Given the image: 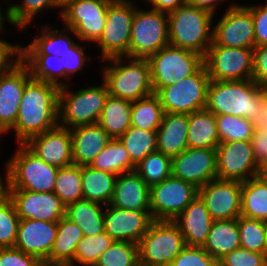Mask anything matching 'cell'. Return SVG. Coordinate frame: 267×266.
Instances as JSON below:
<instances>
[{
  "mask_svg": "<svg viewBox=\"0 0 267 266\" xmlns=\"http://www.w3.org/2000/svg\"><path fill=\"white\" fill-rule=\"evenodd\" d=\"M59 87L30 78L23 90L14 127L16 141L24 144L30 137L58 125Z\"/></svg>",
  "mask_w": 267,
  "mask_h": 266,
  "instance_id": "6da1fadb",
  "label": "cell"
},
{
  "mask_svg": "<svg viewBox=\"0 0 267 266\" xmlns=\"http://www.w3.org/2000/svg\"><path fill=\"white\" fill-rule=\"evenodd\" d=\"M267 95L252 79L241 81L211 80L207 90L206 109L215 115L253 117L256 107Z\"/></svg>",
  "mask_w": 267,
  "mask_h": 266,
  "instance_id": "7a4b0ae2",
  "label": "cell"
},
{
  "mask_svg": "<svg viewBox=\"0 0 267 266\" xmlns=\"http://www.w3.org/2000/svg\"><path fill=\"white\" fill-rule=\"evenodd\" d=\"M169 45L207 54L213 42L214 15L187 3L167 13Z\"/></svg>",
  "mask_w": 267,
  "mask_h": 266,
  "instance_id": "3957f363",
  "label": "cell"
},
{
  "mask_svg": "<svg viewBox=\"0 0 267 266\" xmlns=\"http://www.w3.org/2000/svg\"><path fill=\"white\" fill-rule=\"evenodd\" d=\"M6 163L5 183L0 176L1 189H22L31 192H54L57 167L45 163L24 144Z\"/></svg>",
  "mask_w": 267,
  "mask_h": 266,
  "instance_id": "277c9868",
  "label": "cell"
},
{
  "mask_svg": "<svg viewBox=\"0 0 267 266\" xmlns=\"http://www.w3.org/2000/svg\"><path fill=\"white\" fill-rule=\"evenodd\" d=\"M123 58L130 60L123 65ZM103 68V81L109 95L131 102L153 94L149 62L146 58L115 57ZM114 64V65H113Z\"/></svg>",
  "mask_w": 267,
  "mask_h": 266,
  "instance_id": "5b68a950",
  "label": "cell"
},
{
  "mask_svg": "<svg viewBox=\"0 0 267 266\" xmlns=\"http://www.w3.org/2000/svg\"><path fill=\"white\" fill-rule=\"evenodd\" d=\"M102 82L100 86L86 87L75 92H69L67 85L59 87L58 125L70 129L98 123L109 96L107 85Z\"/></svg>",
  "mask_w": 267,
  "mask_h": 266,
  "instance_id": "8992f818",
  "label": "cell"
},
{
  "mask_svg": "<svg viewBox=\"0 0 267 266\" xmlns=\"http://www.w3.org/2000/svg\"><path fill=\"white\" fill-rule=\"evenodd\" d=\"M179 227L173 221L154 220L138 242L140 266H169L185 248Z\"/></svg>",
  "mask_w": 267,
  "mask_h": 266,
  "instance_id": "52a82bcc",
  "label": "cell"
},
{
  "mask_svg": "<svg viewBox=\"0 0 267 266\" xmlns=\"http://www.w3.org/2000/svg\"><path fill=\"white\" fill-rule=\"evenodd\" d=\"M153 92L170 86L196 73L204 65V56L197 52L172 47L160 49L147 58Z\"/></svg>",
  "mask_w": 267,
  "mask_h": 266,
  "instance_id": "ba28073f",
  "label": "cell"
},
{
  "mask_svg": "<svg viewBox=\"0 0 267 266\" xmlns=\"http://www.w3.org/2000/svg\"><path fill=\"white\" fill-rule=\"evenodd\" d=\"M169 45L168 15L158 10L135 8L129 57L148 58Z\"/></svg>",
  "mask_w": 267,
  "mask_h": 266,
  "instance_id": "9c48e42d",
  "label": "cell"
},
{
  "mask_svg": "<svg viewBox=\"0 0 267 266\" xmlns=\"http://www.w3.org/2000/svg\"><path fill=\"white\" fill-rule=\"evenodd\" d=\"M109 4L106 0H62L59 18L78 40L96 43L102 36Z\"/></svg>",
  "mask_w": 267,
  "mask_h": 266,
  "instance_id": "30bf717a",
  "label": "cell"
},
{
  "mask_svg": "<svg viewBox=\"0 0 267 266\" xmlns=\"http://www.w3.org/2000/svg\"><path fill=\"white\" fill-rule=\"evenodd\" d=\"M210 81L204 64L193 75L170 86L162 87L156 95L165 113L191 114L206 107Z\"/></svg>",
  "mask_w": 267,
  "mask_h": 266,
  "instance_id": "8fae6325",
  "label": "cell"
},
{
  "mask_svg": "<svg viewBox=\"0 0 267 266\" xmlns=\"http://www.w3.org/2000/svg\"><path fill=\"white\" fill-rule=\"evenodd\" d=\"M135 8L133 0L109 4L102 36L96 42L100 48L103 61L115 57H129L130 35Z\"/></svg>",
  "mask_w": 267,
  "mask_h": 266,
  "instance_id": "7c38bea8",
  "label": "cell"
},
{
  "mask_svg": "<svg viewBox=\"0 0 267 266\" xmlns=\"http://www.w3.org/2000/svg\"><path fill=\"white\" fill-rule=\"evenodd\" d=\"M210 80L241 81L252 79L253 48L210 45L204 57Z\"/></svg>",
  "mask_w": 267,
  "mask_h": 266,
  "instance_id": "4fadbf2b",
  "label": "cell"
},
{
  "mask_svg": "<svg viewBox=\"0 0 267 266\" xmlns=\"http://www.w3.org/2000/svg\"><path fill=\"white\" fill-rule=\"evenodd\" d=\"M197 196L198 188L171 175L150 188L151 216L173 221Z\"/></svg>",
  "mask_w": 267,
  "mask_h": 266,
  "instance_id": "5bb4252c",
  "label": "cell"
},
{
  "mask_svg": "<svg viewBox=\"0 0 267 266\" xmlns=\"http://www.w3.org/2000/svg\"><path fill=\"white\" fill-rule=\"evenodd\" d=\"M215 149L217 179L246 182L259 176L261 166L254 157L250 140L219 143Z\"/></svg>",
  "mask_w": 267,
  "mask_h": 266,
  "instance_id": "9a60e30c",
  "label": "cell"
},
{
  "mask_svg": "<svg viewBox=\"0 0 267 266\" xmlns=\"http://www.w3.org/2000/svg\"><path fill=\"white\" fill-rule=\"evenodd\" d=\"M216 45L236 48H254V21L247 5L231 4L213 27Z\"/></svg>",
  "mask_w": 267,
  "mask_h": 266,
  "instance_id": "2e32d148",
  "label": "cell"
},
{
  "mask_svg": "<svg viewBox=\"0 0 267 266\" xmlns=\"http://www.w3.org/2000/svg\"><path fill=\"white\" fill-rule=\"evenodd\" d=\"M242 182L214 179L198 188V196L213 220L236 219L241 216Z\"/></svg>",
  "mask_w": 267,
  "mask_h": 266,
  "instance_id": "e0dca14e",
  "label": "cell"
},
{
  "mask_svg": "<svg viewBox=\"0 0 267 266\" xmlns=\"http://www.w3.org/2000/svg\"><path fill=\"white\" fill-rule=\"evenodd\" d=\"M172 176L200 188L217 179L215 148H187L172 158Z\"/></svg>",
  "mask_w": 267,
  "mask_h": 266,
  "instance_id": "ac0fdd59",
  "label": "cell"
},
{
  "mask_svg": "<svg viewBox=\"0 0 267 266\" xmlns=\"http://www.w3.org/2000/svg\"><path fill=\"white\" fill-rule=\"evenodd\" d=\"M12 200L19 219H39L58 222L65 216L66 206L54 192H31L22 189H2Z\"/></svg>",
  "mask_w": 267,
  "mask_h": 266,
  "instance_id": "d6986e66",
  "label": "cell"
},
{
  "mask_svg": "<svg viewBox=\"0 0 267 266\" xmlns=\"http://www.w3.org/2000/svg\"><path fill=\"white\" fill-rule=\"evenodd\" d=\"M30 78V72L21 60L0 72V135L14 127L22 93Z\"/></svg>",
  "mask_w": 267,
  "mask_h": 266,
  "instance_id": "ffe728a7",
  "label": "cell"
},
{
  "mask_svg": "<svg viewBox=\"0 0 267 266\" xmlns=\"http://www.w3.org/2000/svg\"><path fill=\"white\" fill-rule=\"evenodd\" d=\"M24 145L45 163L57 168L73 164L72 136L69 128L57 125L30 137Z\"/></svg>",
  "mask_w": 267,
  "mask_h": 266,
  "instance_id": "44dd1931",
  "label": "cell"
},
{
  "mask_svg": "<svg viewBox=\"0 0 267 266\" xmlns=\"http://www.w3.org/2000/svg\"><path fill=\"white\" fill-rule=\"evenodd\" d=\"M104 231L114 241L138 244L154 221L151 211H135L106 205Z\"/></svg>",
  "mask_w": 267,
  "mask_h": 266,
  "instance_id": "7402d4cb",
  "label": "cell"
},
{
  "mask_svg": "<svg viewBox=\"0 0 267 266\" xmlns=\"http://www.w3.org/2000/svg\"><path fill=\"white\" fill-rule=\"evenodd\" d=\"M58 222L39 219H20L15 248L36 257L40 262L47 261L57 235Z\"/></svg>",
  "mask_w": 267,
  "mask_h": 266,
  "instance_id": "603a6c76",
  "label": "cell"
},
{
  "mask_svg": "<svg viewBox=\"0 0 267 266\" xmlns=\"http://www.w3.org/2000/svg\"><path fill=\"white\" fill-rule=\"evenodd\" d=\"M110 206L135 211H150V187L133 170L118 175Z\"/></svg>",
  "mask_w": 267,
  "mask_h": 266,
  "instance_id": "cb8c5ba5",
  "label": "cell"
},
{
  "mask_svg": "<svg viewBox=\"0 0 267 266\" xmlns=\"http://www.w3.org/2000/svg\"><path fill=\"white\" fill-rule=\"evenodd\" d=\"M73 164L88 166L111 141V137L98 124L78 125L70 128Z\"/></svg>",
  "mask_w": 267,
  "mask_h": 266,
  "instance_id": "d4e9b609",
  "label": "cell"
},
{
  "mask_svg": "<svg viewBox=\"0 0 267 266\" xmlns=\"http://www.w3.org/2000/svg\"><path fill=\"white\" fill-rule=\"evenodd\" d=\"M213 219L205 203L197 196L173 222L179 227L186 246L203 247Z\"/></svg>",
  "mask_w": 267,
  "mask_h": 266,
  "instance_id": "484cf974",
  "label": "cell"
},
{
  "mask_svg": "<svg viewBox=\"0 0 267 266\" xmlns=\"http://www.w3.org/2000/svg\"><path fill=\"white\" fill-rule=\"evenodd\" d=\"M188 114L164 113L156 131L158 152L171 158L188 148Z\"/></svg>",
  "mask_w": 267,
  "mask_h": 266,
  "instance_id": "4316f807",
  "label": "cell"
},
{
  "mask_svg": "<svg viewBox=\"0 0 267 266\" xmlns=\"http://www.w3.org/2000/svg\"><path fill=\"white\" fill-rule=\"evenodd\" d=\"M188 148H216L219 141L216 115L204 108L188 114Z\"/></svg>",
  "mask_w": 267,
  "mask_h": 266,
  "instance_id": "83f0119b",
  "label": "cell"
},
{
  "mask_svg": "<svg viewBox=\"0 0 267 266\" xmlns=\"http://www.w3.org/2000/svg\"><path fill=\"white\" fill-rule=\"evenodd\" d=\"M240 247V233L236 219L214 220L203 248L216 260Z\"/></svg>",
  "mask_w": 267,
  "mask_h": 266,
  "instance_id": "f1b7e54d",
  "label": "cell"
},
{
  "mask_svg": "<svg viewBox=\"0 0 267 266\" xmlns=\"http://www.w3.org/2000/svg\"><path fill=\"white\" fill-rule=\"evenodd\" d=\"M117 175L81 166L83 199L103 205H109L113 194Z\"/></svg>",
  "mask_w": 267,
  "mask_h": 266,
  "instance_id": "f546056e",
  "label": "cell"
},
{
  "mask_svg": "<svg viewBox=\"0 0 267 266\" xmlns=\"http://www.w3.org/2000/svg\"><path fill=\"white\" fill-rule=\"evenodd\" d=\"M132 102L109 95L98 124L112 139H119L131 127Z\"/></svg>",
  "mask_w": 267,
  "mask_h": 266,
  "instance_id": "4dcf8cb0",
  "label": "cell"
},
{
  "mask_svg": "<svg viewBox=\"0 0 267 266\" xmlns=\"http://www.w3.org/2000/svg\"><path fill=\"white\" fill-rule=\"evenodd\" d=\"M41 34L35 36L33 42L27 46H20V54H49L62 57L74 44L70 38L69 28L58 31L49 24L43 26ZM67 32V33H66Z\"/></svg>",
  "mask_w": 267,
  "mask_h": 266,
  "instance_id": "1f68e13d",
  "label": "cell"
},
{
  "mask_svg": "<svg viewBox=\"0 0 267 266\" xmlns=\"http://www.w3.org/2000/svg\"><path fill=\"white\" fill-rule=\"evenodd\" d=\"M101 204L79 200L66 206L65 216L77 224L84 236L92 237L104 232V214Z\"/></svg>",
  "mask_w": 267,
  "mask_h": 266,
  "instance_id": "d6a6232c",
  "label": "cell"
},
{
  "mask_svg": "<svg viewBox=\"0 0 267 266\" xmlns=\"http://www.w3.org/2000/svg\"><path fill=\"white\" fill-rule=\"evenodd\" d=\"M84 237L81 228L66 216L58 221L57 235L47 262L72 263L77 244Z\"/></svg>",
  "mask_w": 267,
  "mask_h": 266,
  "instance_id": "836d02e7",
  "label": "cell"
},
{
  "mask_svg": "<svg viewBox=\"0 0 267 266\" xmlns=\"http://www.w3.org/2000/svg\"><path fill=\"white\" fill-rule=\"evenodd\" d=\"M20 60L27 66L33 80L52 83L58 87L67 85L59 79H65L61 57L49 54H20Z\"/></svg>",
  "mask_w": 267,
  "mask_h": 266,
  "instance_id": "e575fe53",
  "label": "cell"
},
{
  "mask_svg": "<svg viewBox=\"0 0 267 266\" xmlns=\"http://www.w3.org/2000/svg\"><path fill=\"white\" fill-rule=\"evenodd\" d=\"M241 199V216L267 220V183L260 176L242 182Z\"/></svg>",
  "mask_w": 267,
  "mask_h": 266,
  "instance_id": "d590c367",
  "label": "cell"
},
{
  "mask_svg": "<svg viewBox=\"0 0 267 266\" xmlns=\"http://www.w3.org/2000/svg\"><path fill=\"white\" fill-rule=\"evenodd\" d=\"M91 168L115 175L135 170L129 153L119 139H111L103 151L91 162Z\"/></svg>",
  "mask_w": 267,
  "mask_h": 266,
  "instance_id": "8d00e7d4",
  "label": "cell"
},
{
  "mask_svg": "<svg viewBox=\"0 0 267 266\" xmlns=\"http://www.w3.org/2000/svg\"><path fill=\"white\" fill-rule=\"evenodd\" d=\"M164 113L159 97L153 93L132 102L131 126L157 131L162 123Z\"/></svg>",
  "mask_w": 267,
  "mask_h": 266,
  "instance_id": "74e56055",
  "label": "cell"
},
{
  "mask_svg": "<svg viewBox=\"0 0 267 266\" xmlns=\"http://www.w3.org/2000/svg\"><path fill=\"white\" fill-rule=\"evenodd\" d=\"M129 153L131 162L137 166L148 154L157 152L156 131L131 126L120 138Z\"/></svg>",
  "mask_w": 267,
  "mask_h": 266,
  "instance_id": "f35d334b",
  "label": "cell"
},
{
  "mask_svg": "<svg viewBox=\"0 0 267 266\" xmlns=\"http://www.w3.org/2000/svg\"><path fill=\"white\" fill-rule=\"evenodd\" d=\"M54 193L65 206L83 200L81 166L72 164L59 168Z\"/></svg>",
  "mask_w": 267,
  "mask_h": 266,
  "instance_id": "ab89813d",
  "label": "cell"
},
{
  "mask_svg": "<svg viewBox=\"0 0 267 266\" xmlns=\"http://www.w3.org/2000/svg\"><path fill=\"white\" fill-rule=\"evenodd\" d=\"M135 171L151 188L172 175V158L158 151L148 154Z\"/></svg>",
  "mask_w": 267,
  "mask_h": 266,
  "instance_id": "60d3db41",
  "label": "cell"
},
{
  "mask_svg": "<svg viewBox=\"0 0 267 266\" xmlns=\"http://www.w3.org/2000/svg\"><path fill=\"white\" fill-rule=\"evenodd\" d=\"M220 143L251 140L254 126L248 118L216 115Z\"/></svg>",
  "mask_w": 267,
  "mask_h": 266,
  "instance_id": "b9f144b4",
  "label": "cell"
},
{
  "mask_svg": "<svg viewBox=\"0 0 267 266\" xmlns=\"http://www.w3.org/2000/svg\"><path fill=\"white\" fill-rule=\"evenodd\" d=\"M113 243L114 240L105 231L92 237L84 236L77 244L72 264L94 266L101 254Z\"/></svg>",
  "mask_w": 267,
  "mask_h": 266,
  "instance_id": "7bdbcfd3",
  "label": "cell"
},
{
  "mask_svg": "<svg viewBox=\"0 0 267 266\" xmlns=\"http://www.w3.org/2000/svg\"><path fill=\"white\" fill-rule=\"evenodd\" d=\"M21 4H9L12 23L19 30L27 28L42 10L61 9L62 0H21Z\"/></svg>",
  "mask_w": 267,
  "mask_h": 266,
  "instance_id": "ee69618b",
  "label": "cell"
},
{
  "mask_svg": "<svg viewBox=\"0 0 267 266\" xmlns=\"http://www.w3.org/2000/svg\"><path fill=\"white\" fill-rule=\"evenodd\" d=\"M19 222L12 200L0 188V248L15 246Z\"/></svg>",
  "mask_w": 267,
  "mask_h": 266,
  "instance_id": "f6af8a7d",
  "label": "cell"
},
{
  "mask_svg": "<svg viewBox=\"0 0 267 266\" xmlns=\"http://www.w3.org/2000/svg\"><path fill=\"white\" fill-rule=\"evenodd\" d=\"M94 266H140L138 244L126 241H114L101 254Z\"/></svg>",
  "mask_w": 267,
  "mask_h": 266,
  "instance_id": "bcb514c9",
  "label": "cell"
},
{
  "mask_svg": "<svg viewBox=\"0 0 267 266\" xmlns=\"http://www.w3.org/2000/svg\"><path fill=\"white\" fill-rule=\"evenodd\" d=\"M237 222L240 233V247L249 251L265 253L264 221L239 216Z\"/></svg>",
  "mask_w": 267,
  "mask_h": 266,
  "instance_id": "7dc6e473",
  "label": "cell"
},
{
  "mask_svg": "<svg viewBox=\"0 0 267 266\" xmlns=\"http://www.w3.org/2000/svg\"><path fill=\"white\" fill-rule=\"evenodd\" d=\"M218 260L203 247L185 246L169 266H216Z\"/></svg>",
  "mask_w": 267,
  "mask_h": 266,
  "instance_id": "c3c4849f",
  "label": "cell"
},
{
  "mask_svg": "<svg viewBox=\"0 0 267 266\" xmlns=\"http://www.w3.org/2000/svg\"><path fill=\"white\" fill-rule=\"evenodd\" d=\"M221 266H267V255L237 248L218 260Z\"/></svg>",
  "mask_w": 267,
  "mask_h": 266,
  "instance_id": "681fc988",
  "label": "cell"
},
{
  "mask_svg": "<svg viewBox=\"0 0 267 266\" xmlns=\"http://www.w3.org/2000/svg\"><path fill=\"white\" fill-rule=\"evenodd\" d=\"M84 47L75 43L64 55L61 57L62 67L65 69L66 80H71L75 73L82 70L86 65L87 56L84 53ZM73 74V75H72Z\"/></svg>",
  "mask_w": 267,
  "mask_h": 266,
  "instance_id": "f907efd6",
  "label": "cell"
},
{
  "mask_svg": "<svg viewBox=\"0 0 267 266\" xmlns=\"http://www.w3.org/2000/svg\"><path fill=\"white\" fill-rule=\"evenodd\" d=\"M40 261L15 247L0 248V266H39Z\"/></svg>",
  "mask_w": 267,
  "mask_h": 266,
  "instance_id": "816d5d0a",
  "label": "cell"
},
{
  "mask_svg": "<svg viewBox=\"0 0 267 266\" xmlns=\"http://www.w3.org/2000/svg\"><path fill=\"white\" fill-rule=\"evenodd\" d=\"M252 80L267 90V45L253 48V74Z\"/></svg>",
  "mask_w": 267,
  "mask_h": 266,
  "instance_id": "f5cc1de1",
  "label": "cell"
},
{
  "mask_svg": "<svg viewBox=\"0 0 267 266\" xmlns=\"http://www.w3.org/2000/svg\"><path fill=\"white\" fill-rule=\"evenodd\" d=\"M247 7L254 21L255 46L267 45V3Z\"/></svg>",
  "mask_w": 267,
  "mask_h": 266,
  "instance_id": "db71d44e",
  "label": "cell"
},
{
  "mask_svg": "<svg viewBox=\"0 0 267 266\" xmlns=\"http://www.w3.org/2000/svg\"><path fill=\"white\" fill-rule=\"evenodd\" d=\"M20 46L0 39V72L10 69L20 60ZM14 55H17V58Z\"/></svg>",
  "mask_w": 267,
  "mask_h": 266,
  "instance_id": "11a10c76",
  "label": "cell"
},
{
  "mask_svg": "<svg viewBox=\"0 0 267 266\" xmlns=\"http://www.w3.org/2000/svg\"><path fill=\"white\" fill-rule=\"evenodd\" d=\"M250 141L257 163L267 164V131L254 130Z\"/></svg>",
  "mask_w": 267,
  "mask_h": 266,
  "instance_id": "9f6ffc18",
  "label": "cell"
},
{
  "mask_svg": "<svg viewBox=\"0 0 267 266\" xmlns=\"http://www.w3.org/2000/svg\"><path fill=\"white\" fill-rule=\"evenodd\" d=\"M250 121L254 126V130L267 131V95L260 101L258 107H256Z\"/></svg>",
  "mask_w": 267,
  "mask_h": 266,
  "instance_id": "6f0895ef",
  "label": "cell"
},
{
  "mask_svg": "<svg viewBox=\"0 0 267 266\" xmlns=\"http://www.w3.org/2000/svg\"><path fill=\"white\" fill-rule=\"evenodd\" d=\"M152 9L169 13L186 4V0H151Z\"/></svg>",
  "mask_w": 267,
  "mask_h": 266,
  "instance_id": "680465c9",
  "label": "cell"
},
{
  "mask_svg": "<svg viewBox=\"0 0 267 266\" xmlns=\"http://www.w3.org/2000/svg\"><path fill=\"white\" fill-rule=\"evenodd\" d=\"M220 2L221 0H186V3L188 5L207 11L211 13L212 15L215 14L217 4Z\"/></svg>",
  "mask_w": 267,
  "mask_h": 266,
  "instance_id": "91938a15",
  "label": "cell"
},
{
  "mask_svg": "<svg viewBox=\"0 0 267 266\" xmlns=\"http://www.w3.org/2000/svg\"><path fill=\"white\" fill-rule=\"evenodd\" d=\"M4 13L6 16H4V14L2 13L1 6H0V33H2L1 31L4 29L3 25L5 26V24H3L4 23L3 21L5 19H6V21H8V23H10L13 26V23H12V20L10 17V13H9V6L6 8ZM4 17H6V18H4Z\"/></svg>",
  "mask_w": 267,
  "mask_h": 266,
  "instance_id": "94428289",
  "label": "cell"
},
{
  "mask_svg": "<svg viewBox=\"0 0 267 266\" xmlns=\"http://www.w3.org/2000/svg\"><path fill=\"white\" fill-rule=\"evenodd\" d=\"M39 266H74L72 263H52L47 261H41Z\"/></svg>",
  "mask_w": 267,
  "mask_h": 266,
  "instance_id": "6125c7cd",
  "label": "cell"
},
{
  "mask_svg": "<svg viewBox=\"0 0 267 266\" xmlns=\"http://www.w3.org/2000/svg\"><path fill=\"white\" fill-rule=\"evenodd\" d=\"M259 176L267 183V164L261 166Z\"/></svg>",
  "mask_w": 267,
  "mask_h": 266,
  "instance_id": "be15d7a7",
  "label": "cell"
},
{
  "mask_svg": "<svg viewBox=\"0 0 267 266\" xmlns=\"http://www.w3.org/2000/svg\"><path fill=\"white\" fill-rule=\"evenodd\" d=\"M265 225V254L267 255V220L264 221Z\"/></svg>",
  "mask_w": 267,
  "mask_h": 266,
  "instance_id": "e7e4bbea",
  "label": "cell"
},
{
  "mask_svg": "<svg viewBox=\"0 0 267 266\" xmlns=\"http://www.w3.org/2000/svg\"><path fill=\"white\" fill-rule=\"evenodd\" d=\"M110 3H115V2H122V1H126V0H106Z\"/></svg>",
  "mask_w": 267,
  "mask_h": 266,
  "instance_id": "03108f58",
  "label": "cell"
}]
</instances>
